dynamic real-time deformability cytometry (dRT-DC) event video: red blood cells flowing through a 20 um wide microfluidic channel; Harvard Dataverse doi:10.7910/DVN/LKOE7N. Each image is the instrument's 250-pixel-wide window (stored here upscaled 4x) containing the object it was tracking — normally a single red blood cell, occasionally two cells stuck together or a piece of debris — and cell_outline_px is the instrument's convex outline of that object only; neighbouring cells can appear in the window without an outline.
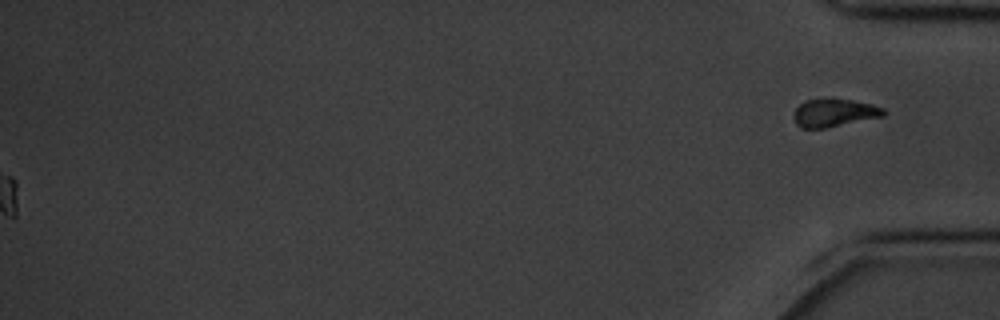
{"species": "common noctule bat (a hibernating species)", "species_latin": "Nyctalus noctula", "temperature_condition": "cold", "stored_images_in_passage": 59, "camera_frame_rate_fps": 3000, "um_per_image_px": 0.085, "animal": {"sex": "male", "body_mass_g": 20.1, "forearm_length_mm": 53.5}, "frame": {"image": 1, "passage_image": 59, "time_ms": 19.333, "image_size_px": [1000, 320], "cell_outline_px": [[888, 112], [884, 116], [824, 128], [800, 128], [796, 124], [792, 116], [796, 108], [804, 100], [852, 100], [872, 104], [884, 108]], "centroid_in_image_um": [70.91, 9.6], "position_along_channel_um": 364.3, "area_um2": 14.45}}